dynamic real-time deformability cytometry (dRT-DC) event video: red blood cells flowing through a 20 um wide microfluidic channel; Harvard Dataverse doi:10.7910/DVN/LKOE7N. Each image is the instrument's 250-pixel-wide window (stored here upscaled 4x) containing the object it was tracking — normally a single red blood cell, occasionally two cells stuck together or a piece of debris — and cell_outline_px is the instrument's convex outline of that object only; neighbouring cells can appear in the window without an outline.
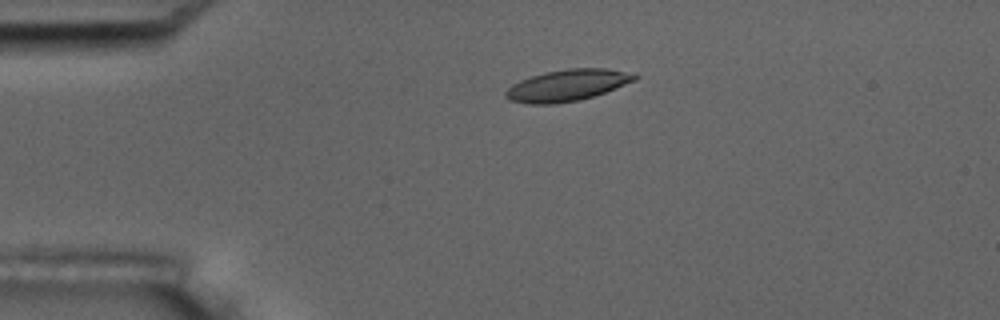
{"species": "common noctule bat (a hibernating species)", "species_latin": "Nyctalus noctula", "temperature_condition": "room temperature", "stored_images_in_passage": 5, "camera_frame_rate_fps": 3000, "um_per_image_px": 0.085, "animal": {"sex": "male", "body_mass_g": 17.5, "forearm_length_mm": 52.3}, "frame": {"image": 1, "passage_image": 4, "time_ms": 3.333, "image_size_px": [1000, 320], "cell_outline_px": [[640, 76], [636, 80], [604, 92], [580, 100], [556, 104], [528, 104], [508, 100], [504, 96], [504, 92], [512, 84], [520, 80], [532, 76], [548, 72], [568, 68], [608, 68], [636, 72]], "centroid_in_image_um": [48.25, 7.24], "position_along_channel_um": 36.8, "area_um2": 23.87}}